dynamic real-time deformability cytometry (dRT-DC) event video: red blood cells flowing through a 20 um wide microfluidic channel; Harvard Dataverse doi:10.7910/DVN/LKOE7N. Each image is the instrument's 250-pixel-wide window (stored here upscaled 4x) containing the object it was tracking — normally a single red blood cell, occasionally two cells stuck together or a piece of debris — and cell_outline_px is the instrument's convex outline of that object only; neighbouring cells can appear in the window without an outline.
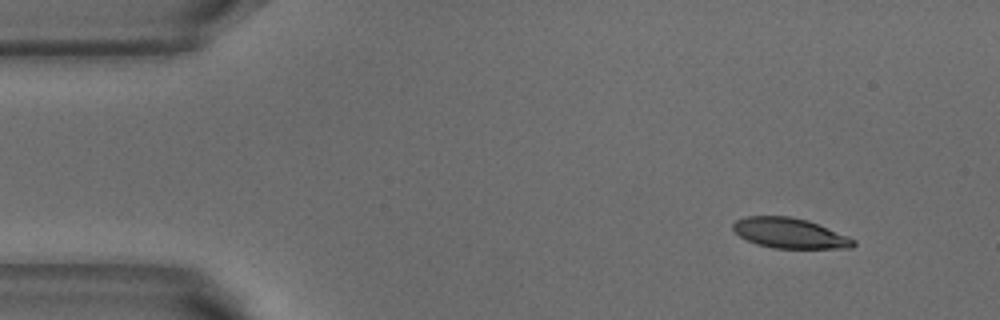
{"species": "common noctule bat (a hibernating species)", "species_latin": "Nyctalus noctula", "temperature_condition": "warm", "stored_images_in_passage": 4, "camera_frame_rate_fps": 3000, "um_per_image_px": 0.085, "animal": {"sex": "male", "body_mass_g": 18.8}, "frame": {"image": 1, "passage_image": 1, "time_ms": 0.0, "image_size_px": [1000, 320], "cell_outline_px": [[856, 244], [852, 248], [772, 248], [756, 244], [740, 236], [732, 228], [732, 224], [736, 220], [744, 216], [792, 216], [808, 220], [856, 240]], "centroid_in_image_um": [67.11, 19.81], "position_along_channel_um": 17.9, "area_um2": 21.15}}
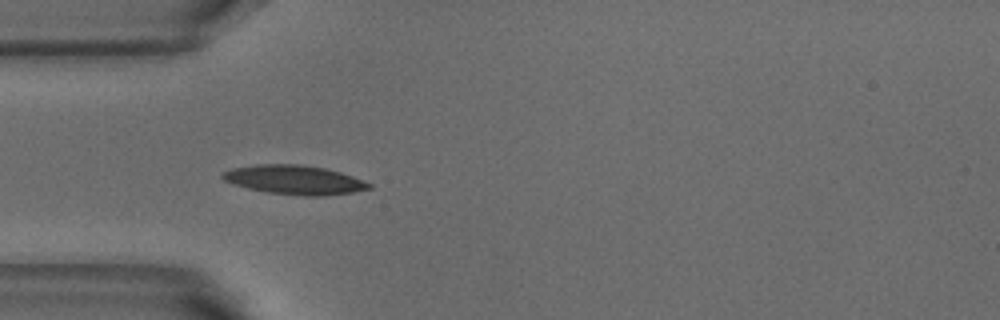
{"frame": {"image": 2, "passage_image": 3, "time_ms": 0.667, "image_size_px": [1000, 320], "cell_outline_px": [[372, 188], [352, 192], [324, 196], [304, 196], [268, 192], [248, 188], [232, 184], [224, 180], [220, 176], [220, 172], [232, 168], [256, 164], [300, 164], [324, 168], [340, 172], [352, 176], [372, 184]], "centroid_in_image_um": [24.99, 15.28], "position_along_channel_um": 60.0, "area_um2": 24.91}}